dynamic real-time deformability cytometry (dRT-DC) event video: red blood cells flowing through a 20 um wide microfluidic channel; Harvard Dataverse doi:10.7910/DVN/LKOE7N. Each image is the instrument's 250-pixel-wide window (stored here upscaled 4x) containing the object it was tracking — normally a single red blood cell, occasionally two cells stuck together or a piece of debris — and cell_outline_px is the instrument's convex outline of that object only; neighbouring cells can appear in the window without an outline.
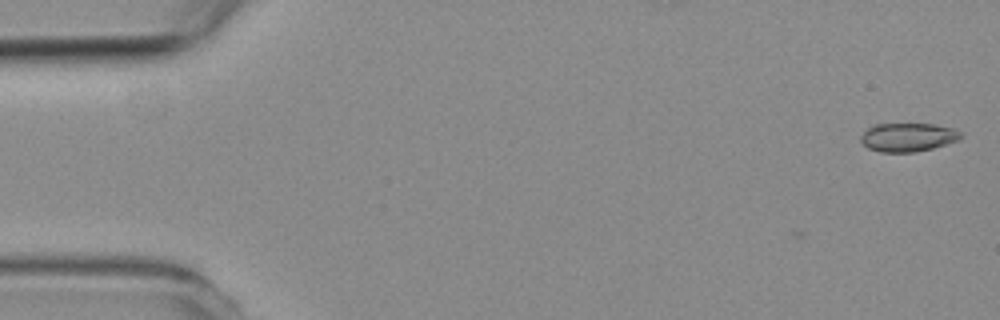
{"species": "common noctule bat (a hibernating species)", "species_latin": "Nyctalus noctula", "temperature_condition": "room temperature", "stored_images_in_passage": 2, "camera_frame_rate_fps": 3000, "um_per_image_px": 0.085, "animal": {"sex": "female", "body_mass_g": 19.3, "forearm_length_mm": 54.1}, "frame": {"image": 1, "passage_image": 2, "time_ms": 0.333, "image_size_px": [1000, 320], "cell_outline_px": [[964, 136], [960, 140], [932, 148], [916, 152], [880, 152], [868, 148], [860, 140], [860, 136], [872, 124], [936, 124], [952, 128], [964, 132]], "centroid_in_image_um": [77.22, 11.66], "position_along_channel_um": 7.8, "area_um2": 16.88}}